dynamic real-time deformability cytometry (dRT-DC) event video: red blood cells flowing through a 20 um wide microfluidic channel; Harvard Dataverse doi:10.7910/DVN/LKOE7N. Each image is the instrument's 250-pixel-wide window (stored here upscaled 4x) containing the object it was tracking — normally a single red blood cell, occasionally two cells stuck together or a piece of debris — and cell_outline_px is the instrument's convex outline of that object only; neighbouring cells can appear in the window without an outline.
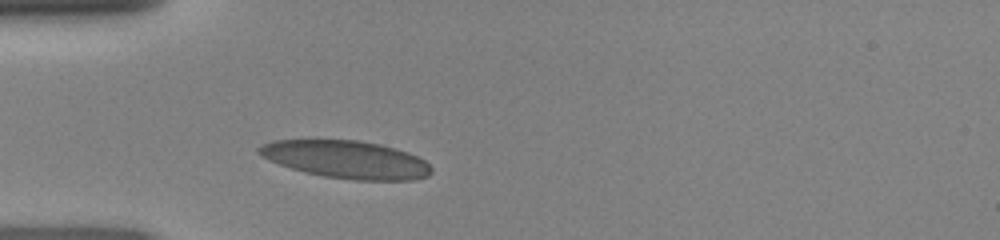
{"species": "human", "species_latin": "Homo sapiens", "temperature_condition": "room temperature", "stored_images_in_passage": 27, "camera_frame_rate_fps": 3000, "um_per_image_px": 0.085, "donor": {"sex": "female"}, "frame": {"image": 1, "passage_image": 1, "time_ms": 0.0, "image_size_px": [1000, 240], "cell_outline_px": [[432, 172], [428, 176], [412, 180], [352, 180], [324, 176], [304, 172], [280, 164], [260, 156], [256, 152], [256, 148], [272, 140], [360, 140], [380, 144], [408, 152], [424, 160], [432, 168]], "centroid_in_image_um": [29.43, 13.55], "position_along_channel_um": 55.6, "area_um2": 37.86}}
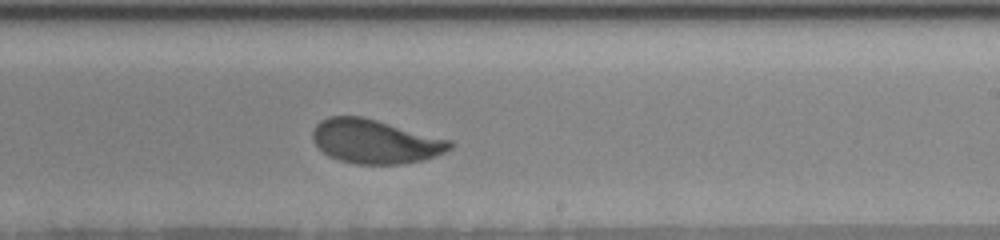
{"frame": {"image": 2, "passage_image": 16, "time_ms": 5.0, "image_size_px": [1000, 240], "cell_outline_px": [[452, 148], [444, 152], [424, 160], [404, 164], [356, 164], [340, 160], [328, 156], [312, 140], [312, 132], [316, 124], [320, 120], [328, 116], [364, 116], [452, 140]], "centroid_in_image_um": [31.89, 12.01], "position_along_channel_um": 257.1, "area_um2": 35.43}}
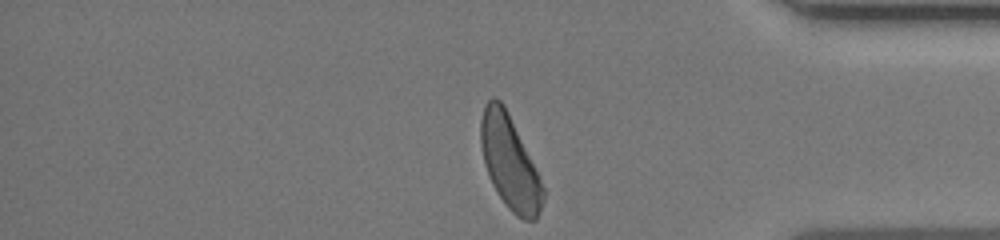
{"frame": {"image": 3, "passage_image": 27, "time_ms": 8.667, "image_size_px": [1000, 240], "cell_outline_px": [[544, 200], [536, 220], [524, 220], [516, 216], [504, 204], [496, 192], [492, 184], [484, 164], [480, 144], [480, 120], [484, 108], [488, 100], [492, 96], [496, 96], [504, 104], [508, 112], [544, 188]], "centroid_in_image_um": [43.3, 13.82], "position_along_channel_um": 391.9, "area_um2": 33.58}}